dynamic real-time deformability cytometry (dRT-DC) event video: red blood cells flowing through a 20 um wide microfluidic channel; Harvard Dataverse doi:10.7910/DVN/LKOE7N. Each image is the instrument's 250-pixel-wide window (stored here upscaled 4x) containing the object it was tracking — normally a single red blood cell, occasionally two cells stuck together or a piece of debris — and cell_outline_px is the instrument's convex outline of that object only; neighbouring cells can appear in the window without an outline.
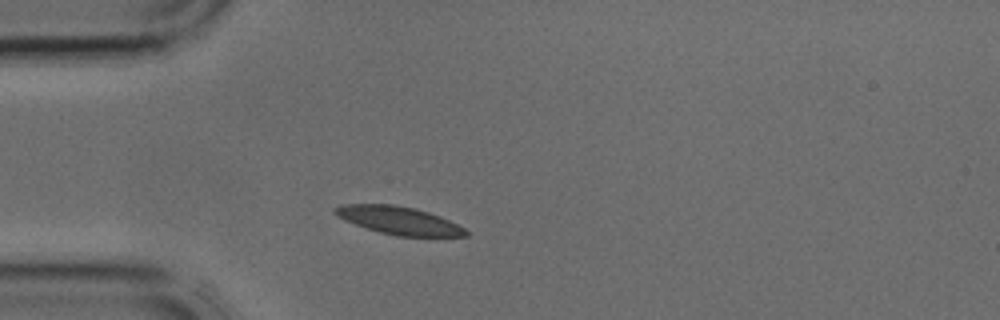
{"species": "common noctule bat (a hibernating species)", "species_latin": "Nyctalus noctula", "temperature_condition": "cold", "stored_images_in_passage": 1, "camera_frame_rate_fps": 3000, "um_per_image_px": 0.085, "animal": {"sex": "male", "body_mass_g": 17.9, "forearm_length_mm": 54.2}, "frame": {"image": 1, "passage_image": 1, "time_ms": 0.0, "image_size_px": [1000, 320], "cell_outline_px": [[472, 232], [468, 236], [396, 236], [380, 232], [344, 220], [336, 216], [332, 212], [332, 208], [340, 204], [392, 204], [416, 208], [440, 216]], "centroid_in_image_um": [33.89, 18.73], "position_along_channel_um": 51.1, "area_um2": 21.33}}